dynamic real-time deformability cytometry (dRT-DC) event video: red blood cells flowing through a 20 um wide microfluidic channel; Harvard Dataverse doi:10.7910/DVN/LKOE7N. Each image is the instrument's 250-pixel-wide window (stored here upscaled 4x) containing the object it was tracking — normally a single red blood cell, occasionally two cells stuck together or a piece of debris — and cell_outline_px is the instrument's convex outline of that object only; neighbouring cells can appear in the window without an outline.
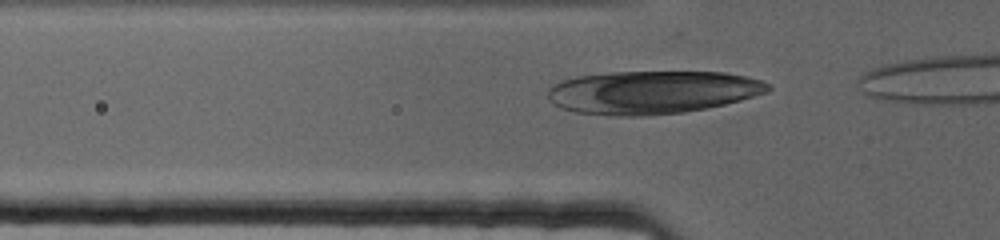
{"species": "human", "species_latin": "Homo sapiens", "temperature_condition": "cold", "stored_images_in_passage": 23, "camera_frame_rate_fps": 3000, "um_per_image_px": 0.085, "donor": {"sex": "female"}, "frame": {"image": 1, "passage_image": 15, "time_ms": 4.667, "image_size_px": [1000, 240], "cell_outline_px": [[772, 88], [768, 92], [740, 100], [708, 108], [684, 112], [640, 116], [616, 116], [576, 112], [560, 108], [548, 96], [548, 88], [552, 84], [576, 76], [612, 72], [724, 72], [744, 76], [760, 80], [772, 84]], "centroid_in_image_um": [55.45, 7.84], "position_along_channel_um": 70.3, "area_um2": 55.31}}
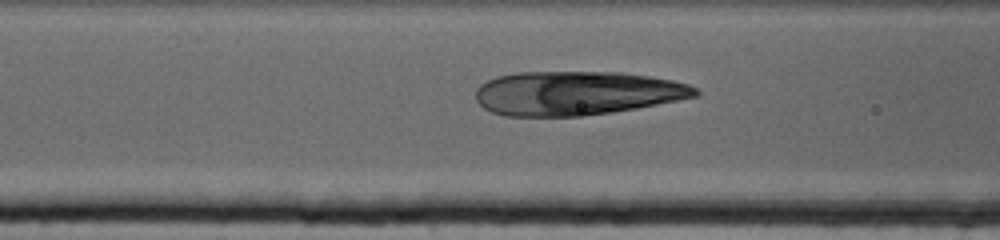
{"frame": {"image": 2, "passage_image": 20, "time_ms": 6.333, "image_size_px": [1000, 240], "cell_outline_px": [[700, 92], [696, 96], [636, 108], [612, 112], [580, 116], [504, 116], [492, 112], [484, 108], [476, 100], [476, 88], [480, 84], [496, 76], [516, 72], [620, 72], [648, 76], [672, 80], [688, 84], [696, 88]], "centroid_in_image_um": [48.97, 7.91], "position_along_channel_um": 117.6, "area_um2": 56.24}}